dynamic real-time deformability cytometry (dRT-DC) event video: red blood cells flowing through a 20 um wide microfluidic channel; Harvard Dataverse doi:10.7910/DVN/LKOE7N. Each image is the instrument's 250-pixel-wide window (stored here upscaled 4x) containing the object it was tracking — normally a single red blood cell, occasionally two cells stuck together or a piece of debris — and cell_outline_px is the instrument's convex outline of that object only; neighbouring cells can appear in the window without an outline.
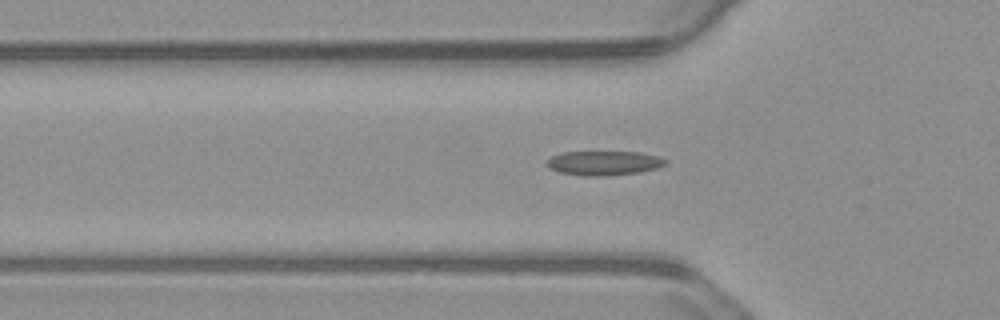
{"species": "common noctule bat (a hibernating species)", "species_latin": "Nyctalus noctula", "temperature_condition": "warm", "stored_images_in_passage": 37, "camera_frame_rate_fps": 3000, "um_per_image_px": 0.085, "animal": {"sex": "male", "body_mass_g": 23.1, "forearm_length_mm": 52.7}, "frame": {"image": 1, "passage_image": 5, "time_ms": 1.333, "image_size_px": [1000, 320], "cell_outline_px": [[668, 164], [656, 168], [640, 172], [600, 176], [584, 176], [560, 172], [552, 168], [548, 164], [548, 160], [552, 156], [564, 152], [640, 152], [660, 156], [668, 160]], "centroid_in_image_um": [51.42, 13.85], "position_along_channel_um": 74.4, "area_um2": 16.7}}
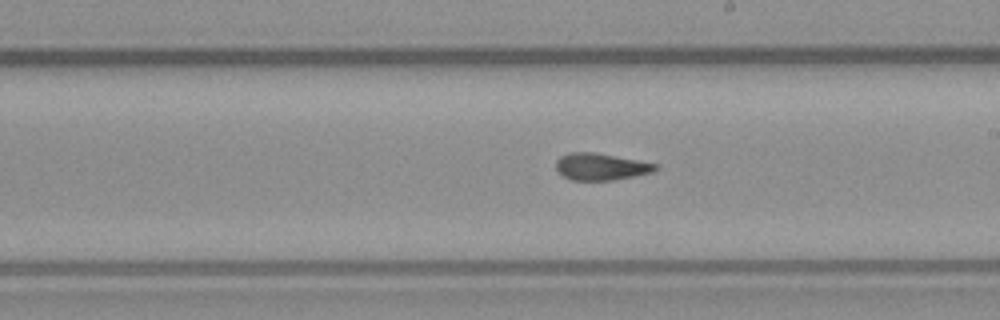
{"frame": {"image": 2, "passage_image": 18, "time_ms": 5.667, "image_size_px": [1000, 320], "cell_outline_px": [[660, 168], [652, 172], [612, 180], [572, 180], [564, 176], [556, 168], [556, 160], [560, 156], [568, 152], [596, 152], [660, 164]], "centroid_in_image_um": [51.1, 14.15], "position_along_channel_um": 237.9, "area_um2": 15.66}}
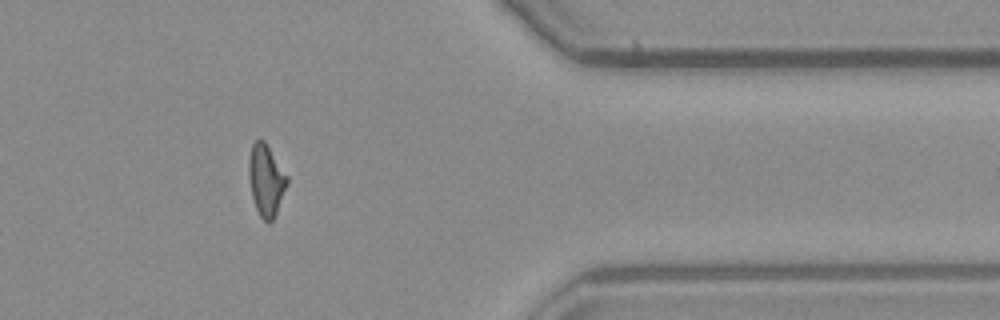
{"frame": {"image": 3, "passage_image": 32, "time_ms": 10.333, "image_size_px": [1000, 320], "cell_outline_px": [[288, 184], [276, 212], [272, 220], [268, 224], [260, 216], [256, 208], [252, 196], [248, 176], [248, 160], [252, 144], [256, 140], [264, 140], [288, 176]], "centroid_in_image_um": [22.61, 15.3], "position_along_channel_um": 388.8, "area_um2": 15.9}}